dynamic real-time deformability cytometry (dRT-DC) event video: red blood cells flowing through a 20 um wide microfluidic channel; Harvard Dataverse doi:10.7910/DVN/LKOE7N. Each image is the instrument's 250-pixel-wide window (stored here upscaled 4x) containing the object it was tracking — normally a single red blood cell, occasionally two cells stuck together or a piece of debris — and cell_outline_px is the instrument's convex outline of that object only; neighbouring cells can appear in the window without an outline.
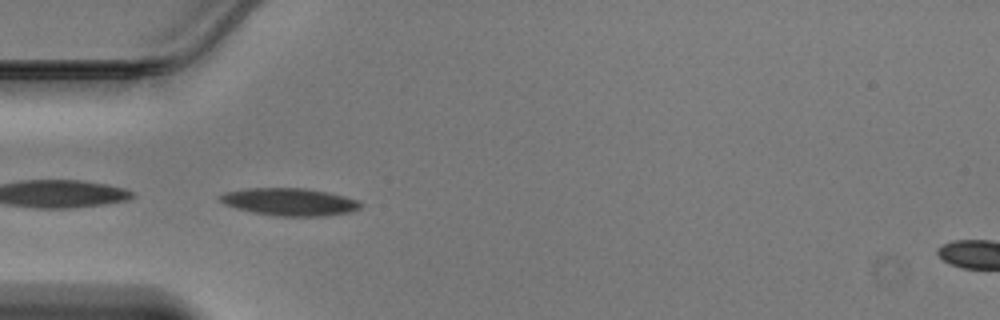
{"species": "Egyptian fruit bat (a non-hibernating species)", "species_latin": "Rousettus aegyptiacus", "temperature_condition": "warm", "stored_images_in_passage": 41, "camera_frame_rate_fps": 3000, "um_per_image_px": 0.085, "animal": {"sex": "male"}, "frame": {"image": 1, "passage_image": 9, "time_ms": 2.667, "image_size_px": [1000, 320], "cell_outline_px": [[364, 204], [360, 208], [348, 212], [328, 216], [276, 216], [252, 212], [236, 208], [224, 204], [220, 200], [220, 196], [224, 192], [248, 188], [304, 188], [344, 196], [360, 200]], "centroid_in_image_um": [24.63, 17.16], "position_along_channel_um": 60.4, "area_um2": 22.48}}
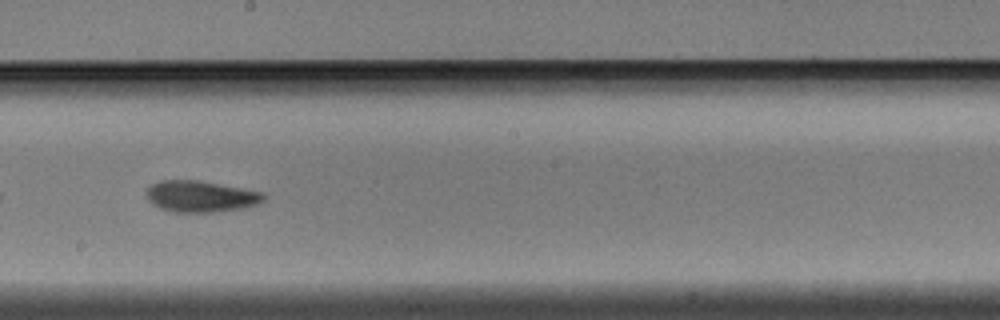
{"frame": {"image": 2, "passage_image": 21, "time_ms": 6.667, "image_size_px": [1000, 320], "cell_outline_px": [[264, 200], [256, 204], [240, 208], [216, 212], [172, 212], [160, 208], [152, 204], [148, 200], [144, 192], [152, 184], [160, 180], [200, 180], [244, 188], [264, 192]], "centroid_in_image_um": [17.02, 16.68], "position_along_channel_um": 231.2, "area_um2": 21.56}}
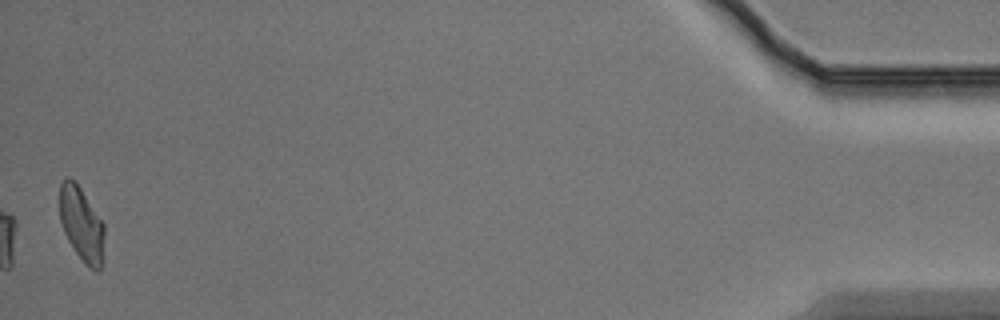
{"frame": {"image": 3, "passage_image": 41, "time_ms": 13.333, "image_size_px": [1000, 320], "cell_outline_px": [[104, 236], [100, 272], [96, 272], [76, 252], [68, 240], [64, 232], [60, 220], [60, 184], [64, 176], [68, 176], [76, 180], [104, 224]], "centroid_in_image_um": [6.92, 18.97], "position_along_channel_um": 428.3, "area_um2": 19.19}}